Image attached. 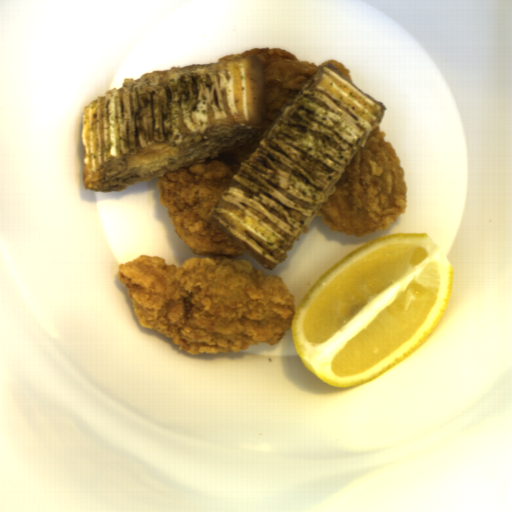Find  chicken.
<instances>
[{"label":"chicken","mask_w":512,"mask_h":512,"mask_svg":"<svg viewBox=\"0 0 512 512\" xmlns=\"http://www.w3.org/2000/svg\"><path fill=\"white\" fill-rule=\"evenodd\" d=\"M248 55L264 62L263 117L268 122L262 134L213 159L168 171L156 184L160 204L193 257L177 266L145 254L117 268L138 323L193 356L247 351L261 343L275 346L291 328L296 304L282 277L240 259L246 252L205 216L240 163L323 65L332 64L353 84L350 70L335 60L316 66L283 48L268 47L238 56Z\"/></svg>","instance_id":"1"},{"label":"chicken","mask_w":512,"mask_h":512,"mask_svg":"<svg viewBox=\"0 0 512 512\" xmlns=\"http://www.w3.org/2000/svg\"><path fill=\"white\" fill-rule=\"evenodd\" d=\"M405 177L396 150L378 127L315 216L332 231L352 237L390 229L408 208Z\"/></svg>","instance_id":"2"}]
</instances>
